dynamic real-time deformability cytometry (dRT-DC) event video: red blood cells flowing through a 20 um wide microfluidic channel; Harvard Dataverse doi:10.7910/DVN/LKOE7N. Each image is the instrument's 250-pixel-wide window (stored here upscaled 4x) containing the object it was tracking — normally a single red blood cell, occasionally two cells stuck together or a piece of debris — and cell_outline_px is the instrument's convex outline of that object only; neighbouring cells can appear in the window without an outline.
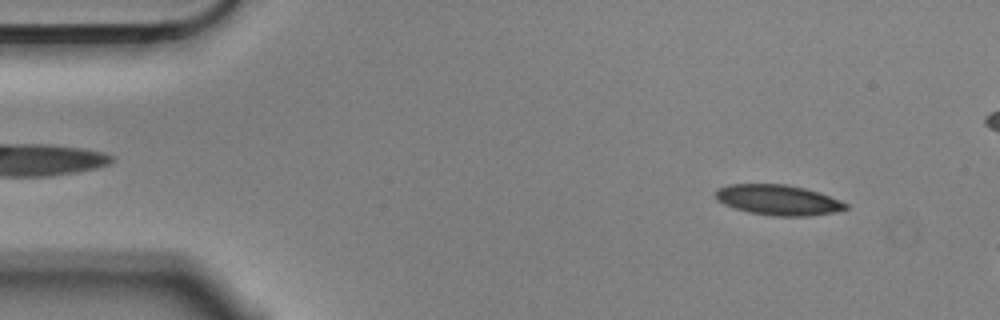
{"species": "Egyptian fruit bat (a non-hibernating species)", "species_latin": "Rousettus aegyptiacus", "temperature_condition": "cold", "stored_images_in_passage": 4, "camera_frame_rate_fps": 3000, "um_per_image_px": 0.085, "animal": {"sex": "male"}, "frame": {"image": 1, "passage_image": 1, "time_ms": 0.0, "image_size_px": [1000, 320], "cell_outline_px": [[848, 208], [832, 212], [808, 216], [772, 216], [752, 212], [736, 208], [724, 204], [716, 196], [716, 192], [720, 188], [728, 184], [784, 184], [804, 188], [820, 192], [848, 204]], "centroid_in_image_um": [66.17, 16.99], "position_along_channel_um": 18.8, "area_um2": 22.6}}